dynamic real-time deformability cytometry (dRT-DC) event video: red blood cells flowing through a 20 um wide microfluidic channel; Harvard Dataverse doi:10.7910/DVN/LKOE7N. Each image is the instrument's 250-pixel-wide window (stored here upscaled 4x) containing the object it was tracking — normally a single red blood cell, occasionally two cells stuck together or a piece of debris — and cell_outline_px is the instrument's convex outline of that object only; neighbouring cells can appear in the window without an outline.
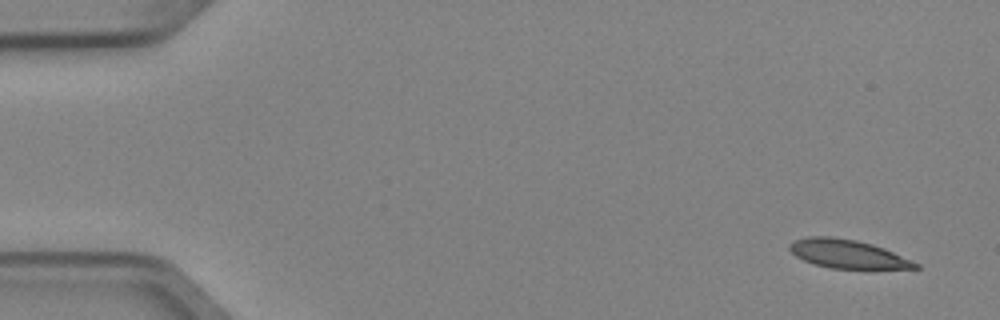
{"species": "Egyptian fruit bat (a non-hibernating species)", "species_latin": "Rousettus aegyptiacus", "temperature_condition": "cold", "stored_images_in_passage": 5, "camera_frame_rate_fps": 3000, "um_per_image_px": 0.085, "animal": {"sex": "female"}, "frame": {"image": 1, "passage_image": 1, "time_ms": 0.0, "image_size_px": [1000, 320], "cell_outline_px": [[920, 268], [828, 268], [804, 260], [796, 256], [788, 248], [788, 244], [796, 240], [808, 236], [832, 236], [856, 240], [872, 244], [884, 248], [920, 264]], "centroid_in_image_um": [72.02, 21.57], "position_along_channel_um": 13.0, "area_um2": 20.69}}
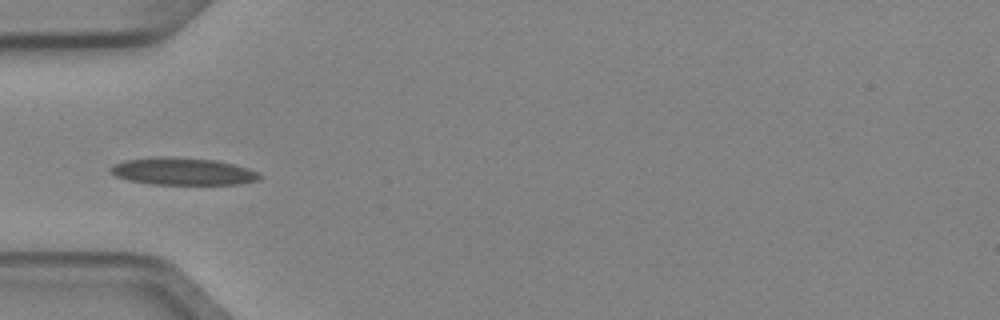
{"frame": {"image": 2, "passage_image": 4, "time_ms": 1.0, "image_size_px": [1000, 320], "cell_outline_px": [[264, 176], [260, 180], [240, 184], [152, 184], [128, 180], [116, 176], [108, 168], [112, 164], [124, 160], [156, 156], [172, 156], [216, 160], [248, 168]], "centroid_in_image_um": [15.53, 14.56], "position_along_channel_um": 69.5, "area_um2": 23.93}}
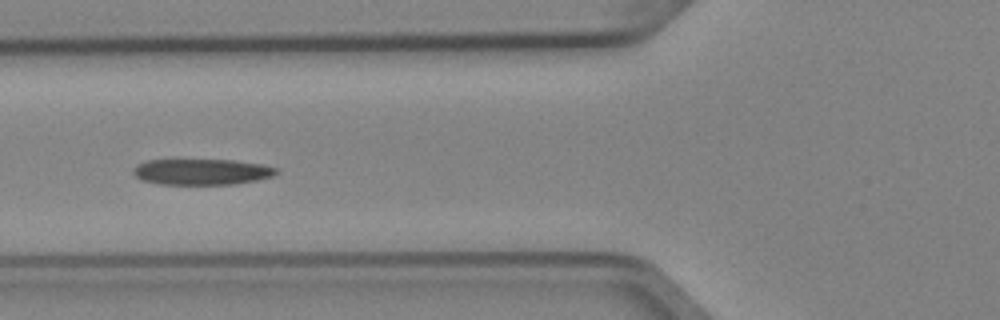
{"frame": {"image": 3, "passage_image": 5, "time_ms": 1.333, "image_size_px": [1000, 320], "cell_outline_px": [[280, 172], [272, 176], [256, 180], [236, 184], [160, 184], [144, 180], [136, 176], [132, 172], [132, 168], [136, 164], [148, 160], [232, 160], [264, 164], [280, 168]], "centroid_in_image_um": [17.19, 14.6], "position_along_channel_um": 108.6, "area_um2": 21.73}}